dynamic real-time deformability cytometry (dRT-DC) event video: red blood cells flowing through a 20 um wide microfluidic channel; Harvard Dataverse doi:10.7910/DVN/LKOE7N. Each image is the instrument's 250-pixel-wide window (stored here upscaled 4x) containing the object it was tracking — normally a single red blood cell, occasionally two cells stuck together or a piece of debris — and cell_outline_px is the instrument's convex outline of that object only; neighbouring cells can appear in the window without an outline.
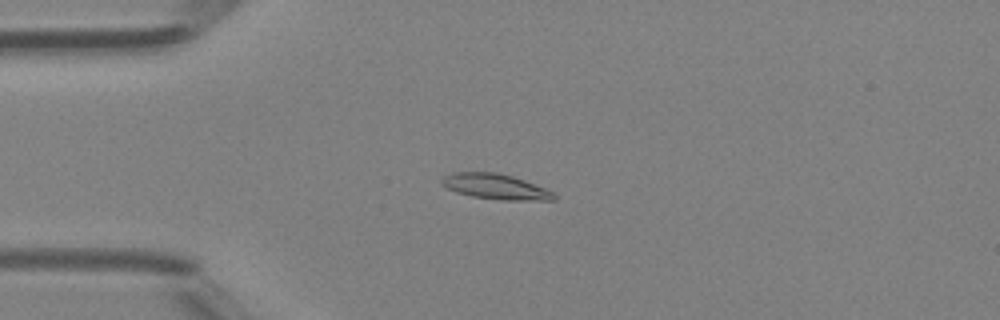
{"species": "Egyptian fruit bat (a non-hibernating species)", "species_latin": "Rousettus aegyptiacus", "temperature_condition": "room temperature", "stored_images_in_passage": 48, "camera_frame_rate_fps": 3000, "um_per_image_px": 0.085, "animal": {"sex": "female"}, "frame": {"image": 1, "passage_image": 12, "time_ms": 3.667, "image_size_px": [1000, 320], "cell_outline_px": [[556, 200], [500, 200], [472, 196], [456, 192], [440, 184], [440, 180], [444, 176], [452, 172], [496, 172], [512, 176], [524, 180], [544, 188], [552, 192], [556, 196]], "centroid_in_image_um": [42.08, 15.86], "position_along_channel_um": 42.9, "area_um2": 16.53}}
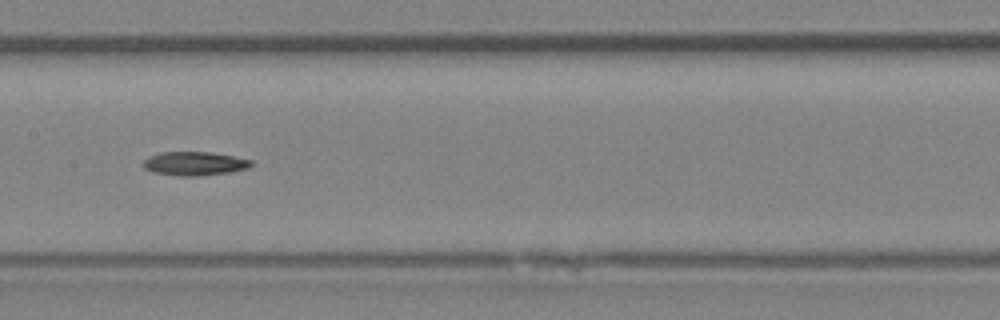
{"frame": {"image": 2, "passage_image": 24, "time_ms": 7.667, "image_size_px": [1000, 320], "cell_outline_px": [[252, 164], [248, 168], [228, 172], [196, 176], [180, 176], [156, 172], [144, 168], [144, 160], [148, 156], [160, 152], [212, 152], [252, 160]], "centroid_in_image_um": [16.53, 13.89], "position_along_channel_um": 190.9, "area_um2": 14.74}}
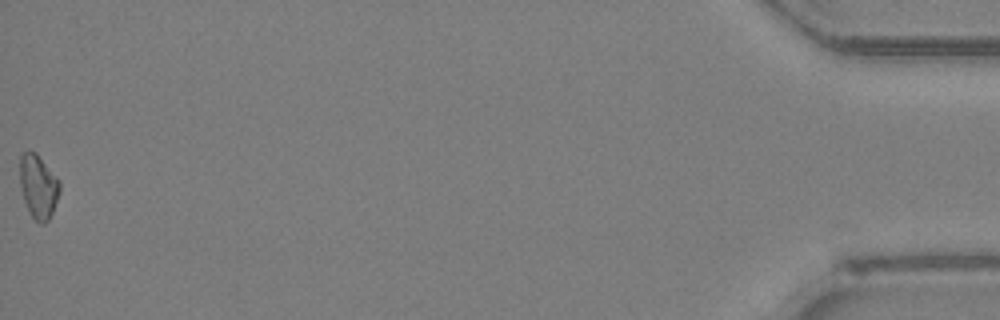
{"frame": {"image": 3, "passage_image": 48, "time_ms": 15.667, "image_size_px": [1000, 320], "cell_outline_px": [[60, 192], [52, 212], [48, 220], [44, 224], [40, 224], [32, 216], [24, 200], [20, 184], [20, 152], [36, 152], [60, 180]], "centroid_in_image_um": [3.27, 15.83], "position_along_channel_um": 431.9, "area_um2": 14.74}, "authors_computed_cell_mechanics": {"area_um2": 14.739, "velocity_mm_per_s": 4.2993, "shape_relaxation_time_tau1_ms": 5.7067, "shape_relaxation_time_tau2_ms": 5.9338, "deformation_change_tau1": 0.1663, "deformation_change_tau2": 0.1522}}